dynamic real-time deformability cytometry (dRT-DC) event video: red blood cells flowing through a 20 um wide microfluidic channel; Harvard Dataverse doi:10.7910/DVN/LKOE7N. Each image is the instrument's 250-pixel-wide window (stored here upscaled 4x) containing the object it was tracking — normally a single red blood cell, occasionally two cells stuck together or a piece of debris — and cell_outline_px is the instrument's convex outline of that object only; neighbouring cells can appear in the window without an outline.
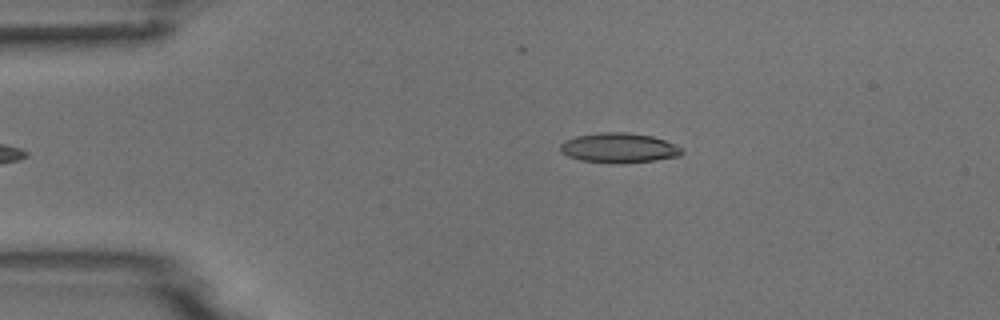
{"species": "common noctule bat (a hibernating species)", "species_latin": "Nyctalus noctula", "temperature_condition": "room temperature", "stored_images_in_passage": 5, "camera_frame_rate_fps": 3000, "um_per_image_px": 0.085, "animal": {"sex": "male", "body_mass_g": 18.8}, "frame": {"image": 1, "passage_image": 5, "time_ms": 4.667, "image_size_px": [1000, 320], "cell_outline_px": [[684, 152], [680, 156], [656, 160], [620, 164], [580, 160], [568, 156], [560, 152], [560, 144], [564, 140], [576, 136], [600, 132], [628, 132], [652, 136], [664, 140], [684, 148]], "centroid_in_image_um": [52.62, 12.57], "position_along_channel_um": 32.4, "area_um2": 21.39}}